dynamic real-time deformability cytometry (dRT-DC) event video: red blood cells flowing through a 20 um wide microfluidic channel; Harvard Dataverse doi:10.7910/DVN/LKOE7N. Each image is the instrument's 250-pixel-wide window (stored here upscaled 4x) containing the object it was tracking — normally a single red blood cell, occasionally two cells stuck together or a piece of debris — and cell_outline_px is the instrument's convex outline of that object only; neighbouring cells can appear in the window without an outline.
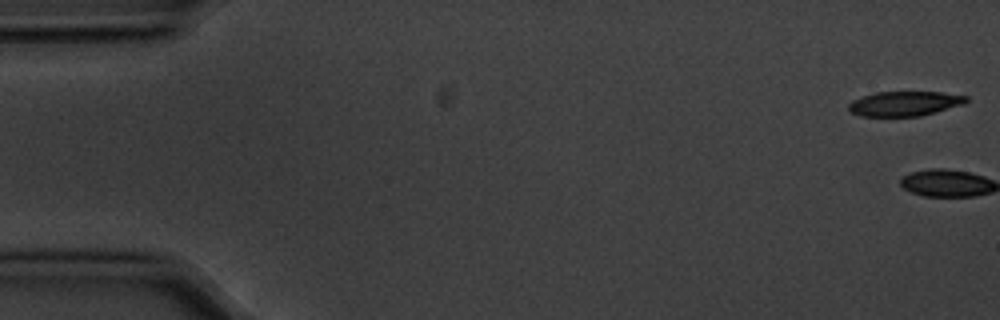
{"species": "common noctule bat (a hibernating species)", "species_latin": "Nyctalus noctula", "temperature_condition": "cold", "stored_images_in_passage": 7, "camera_frame_rate_fps": 3000, "um_per_image_px": 0.085, "animal": {"sex": "male", "body_mass_g": 20.1, "forearm_length_mm": 53.5}, "frame": {"image": 1, "passage_image": 1, "time_ms": 0.0, "image_size_px": [1000, 320], "cell_outline_px": [[968, 100], [964, 104], [920, 116], [860, 116], [852, 112], [848, 108], [848, 104], [852, 100], [876, 92], [940, 92], [968, 96]], "centroid_in_image_um": [76.89, 8.8], "position_along_channel_um": 8.1, "area_um2": 16.82}}